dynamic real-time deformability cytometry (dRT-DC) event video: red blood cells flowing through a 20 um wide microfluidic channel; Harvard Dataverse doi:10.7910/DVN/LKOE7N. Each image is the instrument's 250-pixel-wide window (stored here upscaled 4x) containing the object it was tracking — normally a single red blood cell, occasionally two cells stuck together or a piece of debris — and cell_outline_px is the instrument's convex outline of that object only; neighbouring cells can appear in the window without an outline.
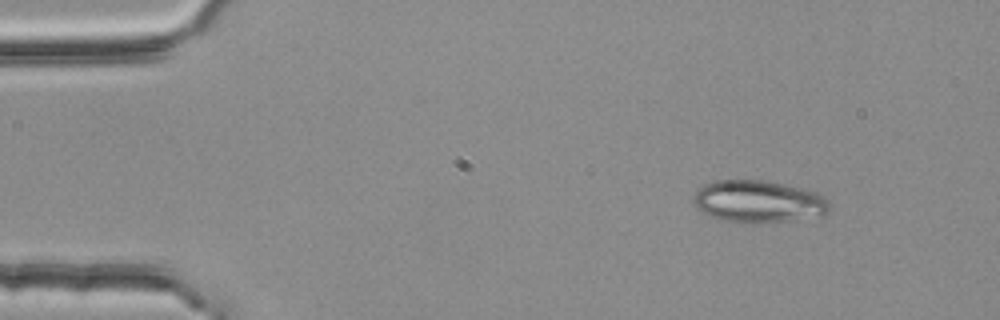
{"species": "common noctule bat (a hibernating species)", "species_latin": "Nyctalus noctula", "temperature_condition": "room temperature", "stored_images_in_passage": 3, "camera_frame_rate_fps": 3000, "um_per_image_px": 0.085, "animal": {"sex": "female", "body_mass_g": 25.1}, "frame": {"image": 1, "passage_image": 1, "time_ms": 0.0, "image_size_px": [1000, 320], "cell_outline_px": [[828, 212], [824, 216], [756, 224], [724, 220], [712, 216], [696, 208], [692, 200], [692, 196], [704, 184], [716, 180], [764, 180], [816, 192], [824, 196], [828, 200]], "centroid_in_image_um": [64.46, 17.13], "position_along_channel_um": 20.5, "area_um2": 33.41}}